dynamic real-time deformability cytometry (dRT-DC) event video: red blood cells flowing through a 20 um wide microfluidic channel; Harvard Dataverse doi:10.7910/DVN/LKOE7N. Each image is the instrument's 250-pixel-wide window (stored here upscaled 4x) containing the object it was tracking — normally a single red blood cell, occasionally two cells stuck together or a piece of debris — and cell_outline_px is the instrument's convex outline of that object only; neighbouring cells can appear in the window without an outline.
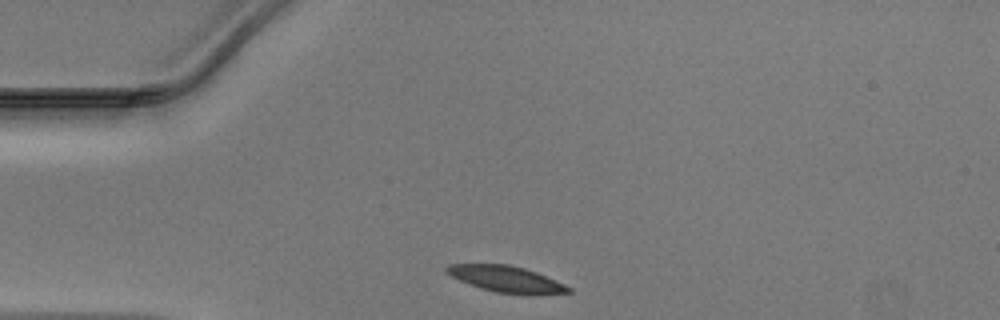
{"species": "Egyptian fruit bat (a non-hibernating species)", "species_latin": "Rousettus aegyptiacus", "temperature_condition": "warm", "stored_images_in_passage": 28, "camera_frame_rate_fps": 3000, "um_per_image_px": 0.085, "animal": {"sex": "male"}, "frame": {"image": 1, "passage_image": 1, "time_ms": 0.0, "image_size_px": [1000, 320], "cell_outline_px": [[572, 292], [532, 296], [496, 292], [480, 288], [468, 284], [444, 272], [444, 268], [448, 264], [508, 264], [524, 268], [536, 272], [556, 280], [572, 288]], "centroid_in_image_um": [43.06, 23.74], "position_along_channel_um": 41.9, "area_um2": 18.96}}
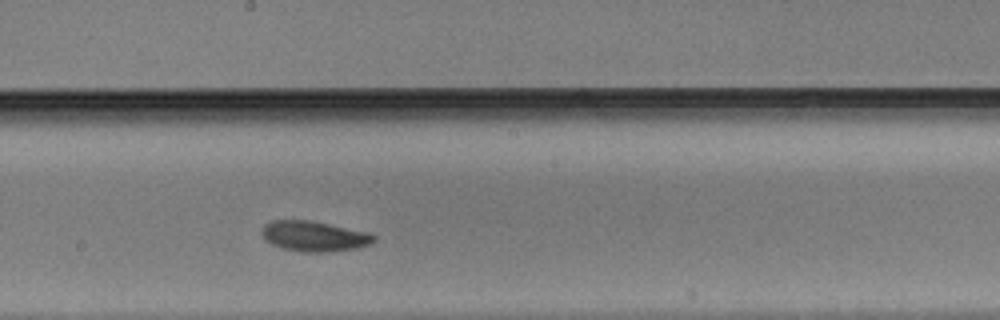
{"frame": {"image": 2, "passage_image": 16, "time_ms": 5.0, "image_size_px": [1000, 320], "cell_outline_px": [[376, 240], [372, 244], [360, 248], [320, 252], [300, 252], [280, 248], [264, 240], [260, 232], [264, 224], [272, 220], [308, 220], [372, 232], [376, 236]], "centroid_in_image_um": [26.72, 20.08], "position_along_channel_um": 221.5, "area_um2": 20.23}}
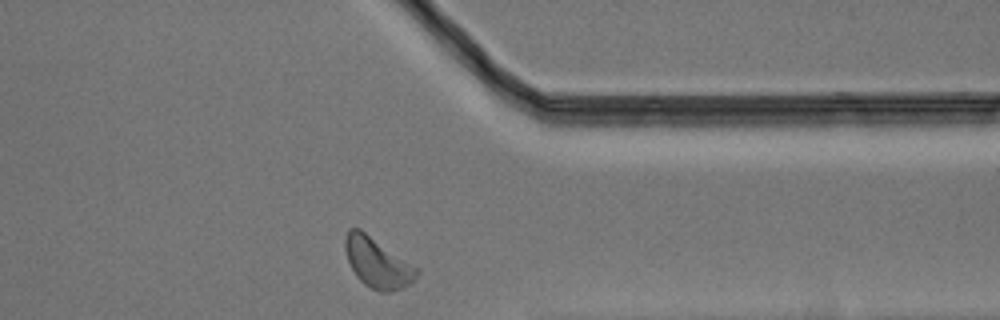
{"frame": {"image": 3, "passage_image": 28, "time_ms": 9.0, "image_size_px": [1000, 320], "cell_outline_px": [[420, 272], [408, 284], [392, 292], [380, 292], [364, 284], [356, 276], [348, 260], [344, 248], [344, 240], [348, 228], [360, 228], [420, 268]], "centroid_in_image_um": [32.08, 22.31], "position_along_channel_um": 379.3, "area_um2": 20.98}}